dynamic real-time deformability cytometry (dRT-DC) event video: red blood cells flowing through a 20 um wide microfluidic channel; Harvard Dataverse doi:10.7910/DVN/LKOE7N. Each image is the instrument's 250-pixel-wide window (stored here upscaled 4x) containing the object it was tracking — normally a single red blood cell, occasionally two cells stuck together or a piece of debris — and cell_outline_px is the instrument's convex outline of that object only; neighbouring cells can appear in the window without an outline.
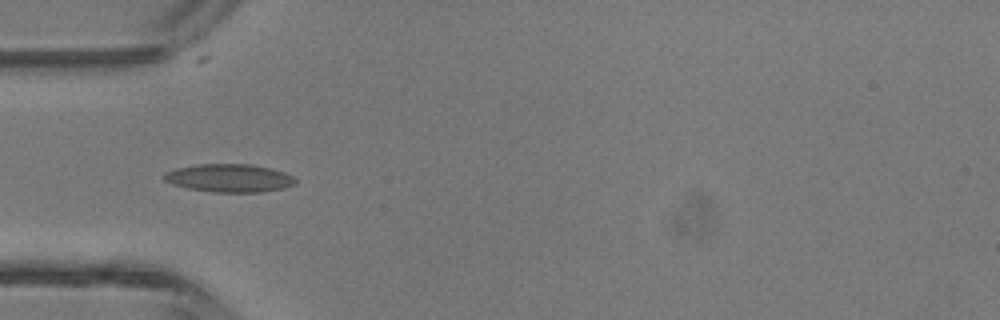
{"species": "common noctule bat (a hibernating species)", "species_latin": "Nyctalus noctula", "temperature_condition": "room temperature", "stored_images_in_passage": 4, "camera_frame_rate_fps": 3000, "um_per_image_px": 0.085, "animal": {"sex": "male", "body_mass_g": 13.3}, "frame": {"image": 1, "passage_image": 3, "time_ms": 2.667, "image_size_px": [1000, 320], "cell_outline_px": [[296, 184], [284, 188], [260, 192], [212, 192], [188, 188], [172, 184], [164, 180], [164, 172], [176, 168], [196, 164], [252, 164], [284, 172], [292, 176], [296, 180]], "centroid_in_image_um": [19.48, 15.13], "position_along_channel_um": 65.5, "area_um2": 21.5}}
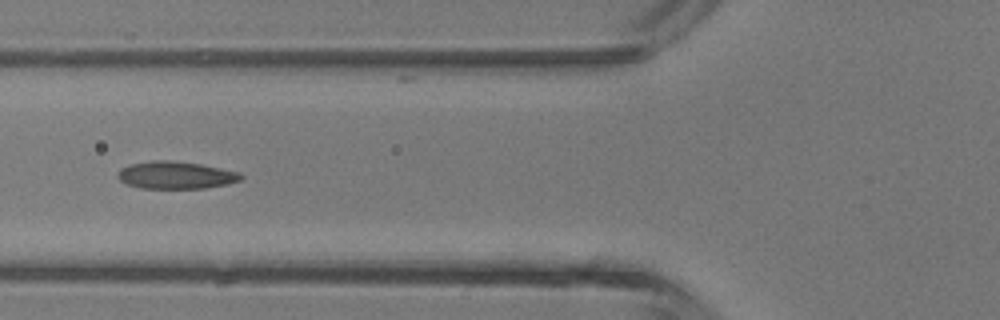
{"frame": {"image": 2, "passage_image": 4, "time_ms": 3.667, "image_size_px": [1000, 320], "cell_outline_px": [[244, 176], [240, 180], [228, 184], [204, 188], [140, 188], [128, 184], [120, 180], [116, 176], [120, 168], [132, 164], [152, 160], [172, 160], [200, 164], [240, 172]], "centroid_in_image_um": [14.94, 14.88], "position_along_channel_um": 110.9, "area_um2": 19.65}}